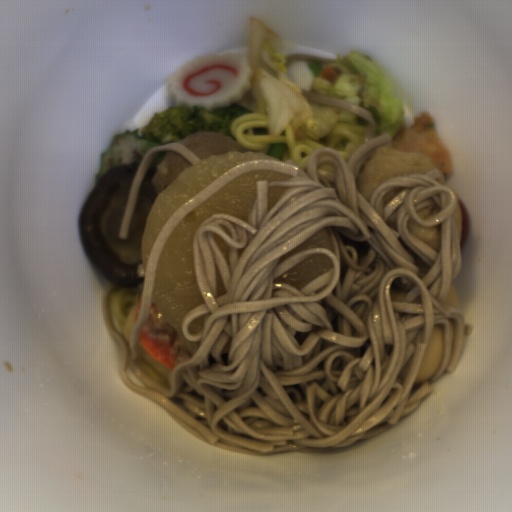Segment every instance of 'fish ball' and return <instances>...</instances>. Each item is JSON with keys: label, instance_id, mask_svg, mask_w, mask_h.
<instances>
[{"label": "fish ball", "instance_id": "1", "mask_svg": "<svg viewBox=\"0 0 512 512\" xmlns=\"http://www.w3.org/2000/svg\"><path fill=\"white\" fill-rule=\"evenodd\" d=\"M432 169L438 170L442 175L435 182L448 186L456 198V209L452 217L460 245L463 231V211L460 202L462 199L456 190L447 184L441 170L425 155L421 153H407L390 145L376 147V152L368 157L361 166L356 178L355 187L369 203L376 187L385 181L401 175L425 174Z\"/></svg>", "mask_w": 512, "mask_h": 512}, {"label": "fish ball", "instance_id": "2", "mask_svg": "<svg viewBox=\"0 0 512 512\" xmlns=\"http://www.w3.org/2000/svg\"><path fill=\"white\" fill-rule=\"evenodd\" d=\"M408 230L422 243L440 253L441 229L438 225H422L413 218L407 221Z\"/></svg>", "mask_w": 512, "mask_h": 512}]
</instances>
